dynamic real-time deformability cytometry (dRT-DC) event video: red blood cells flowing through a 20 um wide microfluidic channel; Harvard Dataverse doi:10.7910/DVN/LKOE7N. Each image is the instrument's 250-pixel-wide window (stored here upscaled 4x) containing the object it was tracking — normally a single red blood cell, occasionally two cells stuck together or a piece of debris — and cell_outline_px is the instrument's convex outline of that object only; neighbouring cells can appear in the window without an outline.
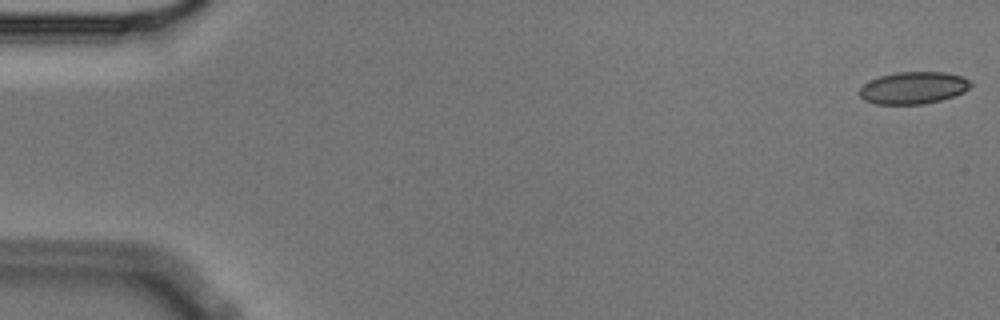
{"species": "Egyptian fruit bat (a non-hibernating species)", "species_latin": "Rousettus aegyptiacus", "temperature_condition": "cold", "stored_images_in_passage": 56, "camera_frame_rate_fps": 3000, "um_per_image_px": 0.085, "animal": {"sex": "male"}, "frame": {"image": 1, "passage_image": 1, "time_ms": 0.0, "image_size_px": [1000, 320], "cell_outline_px": [[972, 84], [964, 92], [940, 100], [924, 104], [876, 104], [864, 100], [860, 96], [860, 88], [864, 84], [880, 76], [896, 72], [944, 72], [960, 76], [972, 80]], "centroid_in_image_um": [77.65, 7.46], "position_along_channel_um": 7.4, "area_um2": 20.69}}
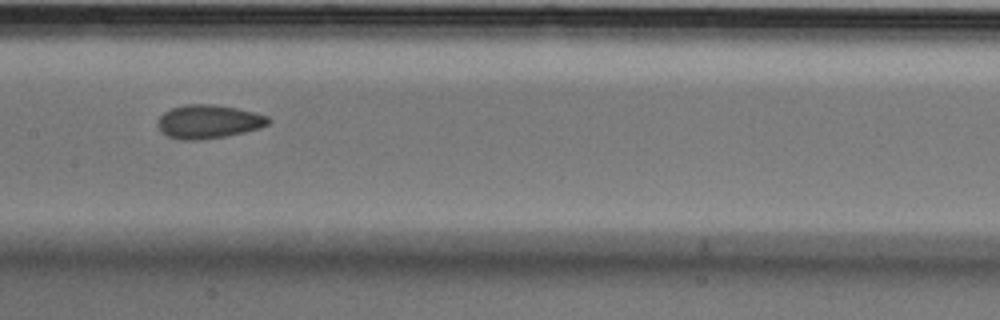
{"frame": {"image": 2, "passage_image": 28, "time_ms": 9.0, "image_size_px": [1000, 320], "cell_outline_px": [[272, 120], [268, 124], [260, 128], [244, 132], [224, 136], [200, 140], [180, 140], [168, 136], [160, 132], [156, 124], [160, 116], [164, 112], [172, 108], [184, 104], [212, 104], [236, 108], [268, 116]], "centroid_in_image_um": [17.69, 10.34], "position_along_channel_um": 189.7, "area_um2": 21.73}}
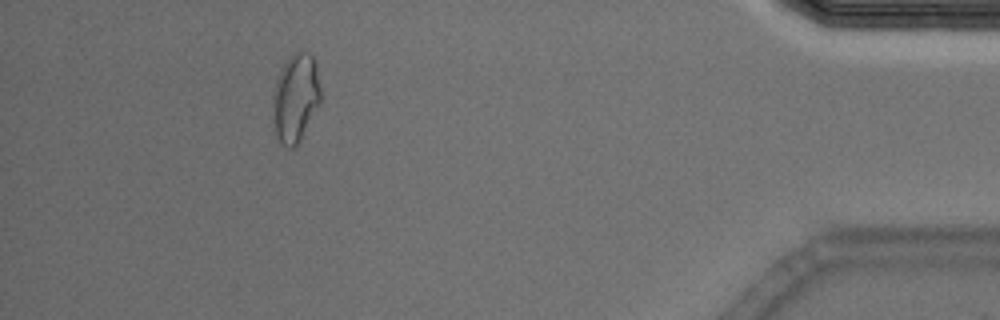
{"frame": {"image": 3, "passage_image": 51, "time_ms": 16.667, "image_size_px": [1000, 320], "cell_outline_px": [[320, 104], [300, 140], [292, 148], [288, 148], [280, 144], [276, 136], [272, 100], [272, 92], [276, 80], [284, 64], [292, 52], [300, 48], [308, 52], [312, 56], [316, 64], [320, 88]], "centroid_in_image_um": [25.12, 8.29], "position_along_channel_um": 410.1, "area_um2": 24.85}, "authors_computed_cell_mechanics": {"area_um2": 21.3571, "velocity_mm_per_s": 3.5825, "shape_relaxation_time_tau1_ms": 10.3098, "shape_relaxation_time_tau2_ms": 1.7925, "deformation_change_tau1": 0.1615, "deformation_change_tau2": 0.0636}}